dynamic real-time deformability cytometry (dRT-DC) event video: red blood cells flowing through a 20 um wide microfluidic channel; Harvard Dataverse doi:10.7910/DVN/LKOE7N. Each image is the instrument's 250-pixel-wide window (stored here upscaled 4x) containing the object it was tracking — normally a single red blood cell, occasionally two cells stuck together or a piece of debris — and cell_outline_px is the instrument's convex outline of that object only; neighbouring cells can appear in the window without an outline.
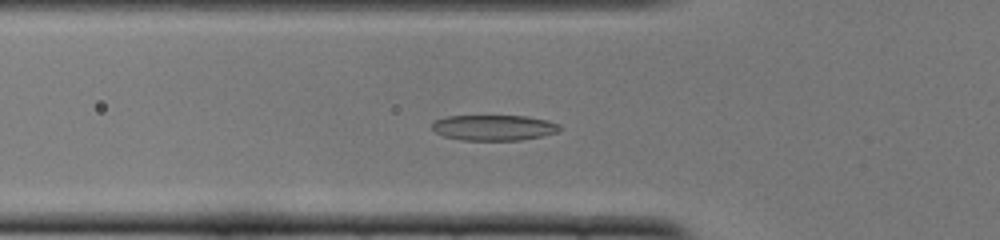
{"species": "common noctule bat (a hibernating species)", "species_latin": "Nyctalus noctula", "temperature_condition": "cold", "stored_images_in_passage": 50, "camera_frame_rate_fps": 3000, "um_per_image_px": 0.085, "animal": {"sex": "female", "body_mass_g": 22.0, "forearm_length_mm": 56.7}, "frame": {"image": 1, "passage_image": 16, "time_ms": 5.0, "image_size_px": [1000, 240], "cell_outline_px": [[560, 128], [556, 132], [540, 136], [520, 140], [464, 140], [444, 136], [436, 132], [432, 128], [432, 124], [436, 120], [448, 116], [528, 116], [548, 120], [560, 124]], "centroid_in_image_um": [41.99, 10.84], "position_along_channel_um": 83.8, "area_um2": 18.84}}
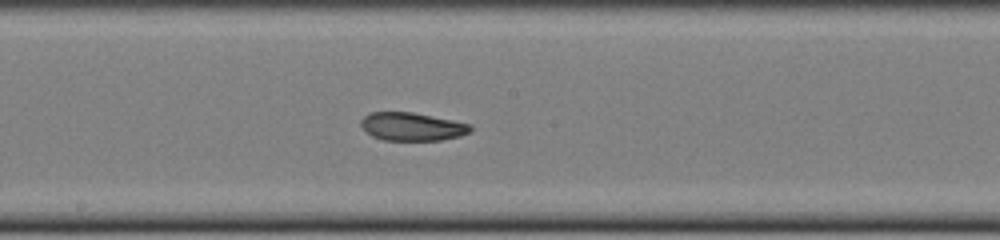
{"frame": {"image": 2, "passage_image": 26, "time_ms": 8.333, "image_size_px": [1000, 240], "cell_outline_px": [[472, 132], [460, 136], [440, 140], [384, 140], [372, 136], [360, 124], [360, 120], [364, 116], [372, 112], [412, 112], [472, 124]], "centroid_in_image_um": [35.05, 10.76], "position_along_channel_um": 213.1, "area_um2": 17.92}}
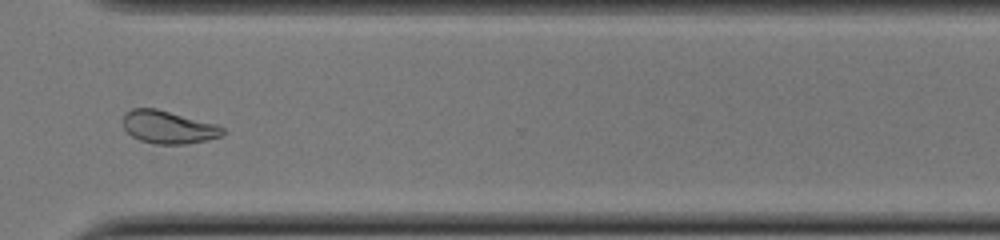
{"frame": {"image": 3, "passage_image": 37, "time_ms": 12.0, "image_size_px": [1000, 240], "cell_outline_px": [[224, 132], [220, 136], [208, 140], [184, 144], [156, 144], [140, 140], [132, 136], [124, 128], [124, 116], [132, 108], [156, 108], [216, 124], [224, 128]], "centroid_in_image_um": [14.32, 10.81], "position_along_channel_um": 356.3, "area_um2": 18.84}, "authors_computed_cell_mechanics": {"area_um2": 19.0451, "velocity_mm_per_s": 3.878, "shape_relaxation_time_tau1_ms": null, "shape_relaxation_time_tau2_ms": 3.1007, "deformation_change_tau1": null, "deformation_change_tau2": 0.0876}}